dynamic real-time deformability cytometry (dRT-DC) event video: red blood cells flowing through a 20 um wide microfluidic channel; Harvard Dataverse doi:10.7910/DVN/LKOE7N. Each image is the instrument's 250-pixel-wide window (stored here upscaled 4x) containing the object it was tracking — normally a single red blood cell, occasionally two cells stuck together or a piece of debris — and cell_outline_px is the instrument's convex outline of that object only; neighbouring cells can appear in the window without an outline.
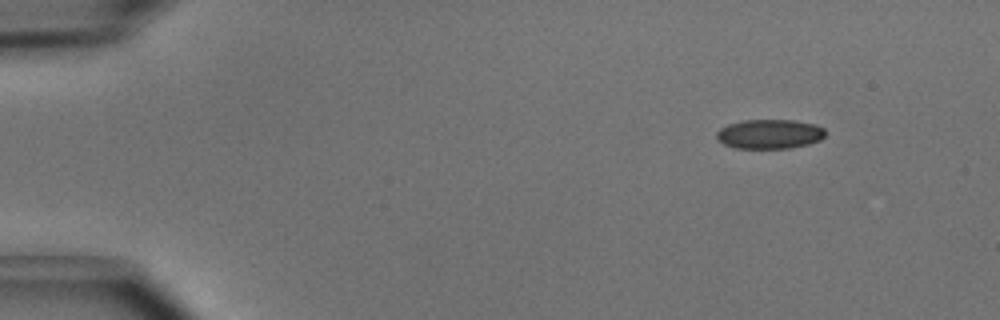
{"species": "common noctule bat (a hibernating species)", "species_latin": "Nyctalus noctula", "temperature_condition": "cold", "stored_images_in_passage": 5, "camera_frame_rate_fps": 3000, "um_per_image_px": 0.085, "animal": {"sex": "male", "body_mass_g": 15.6}, "frame": {"image": 1, "passage_image": 1, "time_ms": 0.0, "image_size_px": [1000, 320], "cell_outline_px": [[824, 136], [820, 140], [808, 144], [788, 148], [736, 148], [724, 144], [716, 140], [716, 132], [720, 128], [728, 124], [744, 120], [792, 120], [816, 124], [824, 128]], "centroid_in_image_um": [65.39, 11.39], "position_along_channel_um": 19.6, "area_um2": 18.67}}
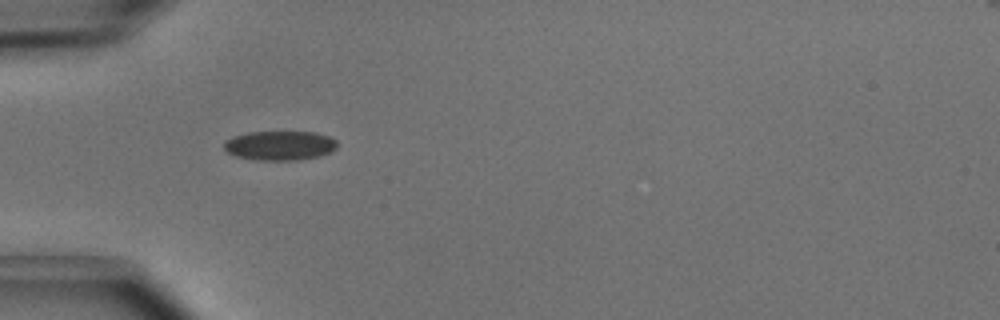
{"frame": {"image": 2, "passage_image": 4, "time_ms": 1.0, "image_size_px": [1000, 320], "cell_outline_px": [[336, 148], [332, 152], [320, 156], [300, 160], [252, 160], [236, 156], [228, 152], [224, 148], [224, 140], [232, 136], [248, 132], [316, 132], [328, 136], [336, 140]], "centroid_in_image_um": [23.77, 12.37], "position_along_channel_um": 61.2, "area_um2": 19.59}}